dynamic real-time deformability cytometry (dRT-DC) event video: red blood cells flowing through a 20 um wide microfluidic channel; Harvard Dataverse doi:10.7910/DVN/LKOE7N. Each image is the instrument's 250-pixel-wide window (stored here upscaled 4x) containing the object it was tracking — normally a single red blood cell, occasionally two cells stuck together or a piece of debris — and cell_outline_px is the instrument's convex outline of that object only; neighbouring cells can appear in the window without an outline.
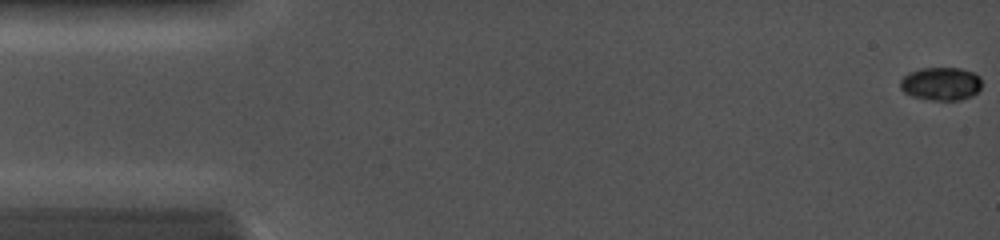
{"species": "common noctule bat (a hibernating species)", "species_latin": "Nyctalus noctula", "temperature_condition": "cold", "stored_images_in_passage": 41, "camera_frame_rate_fps": 5000, "um_per_image_px": 0.085, "animal": {"sex": "female", "body_mass_g": 19.0, "forearm_length_mm": 56.7}, "frame": {"image": 1, "passage_image": 1, "time_ms": 0.0, "image_size_px": [1000, 240], "cell_outline_px": [[980, 88], [972, 96], [960, 100], [932, 100], [912, 96], [904, 92], [900, 88], [900, 80], [908, 72], [920, 68], [960, 68], [972, 72], [980, 76]], "centroid_in_image_um": [79.96, 7.11], "position_along_channel_um": 5.0, "area_um2": 15.78}}
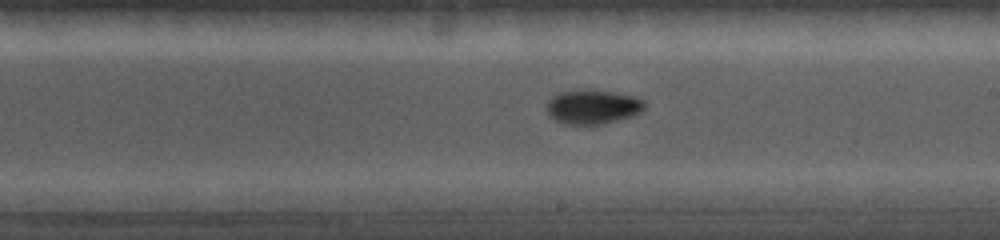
{"frame": {"image": 2, "passage_image": 25, "time_ms": 8.4, "image_size_px": [1000, 240], "cell_outline_px": [[644, 108], [636, 116], [604, 124], [564, 124], [548, 116], [548, 100], [552, 96], [560, 92], [584, 88], [616, 92], [636, 96], [644, 100]], "centroid_in_image_um": [50.41, 9.07], "position_along_channel_um": 238.6, "area_um2": 20.0}}
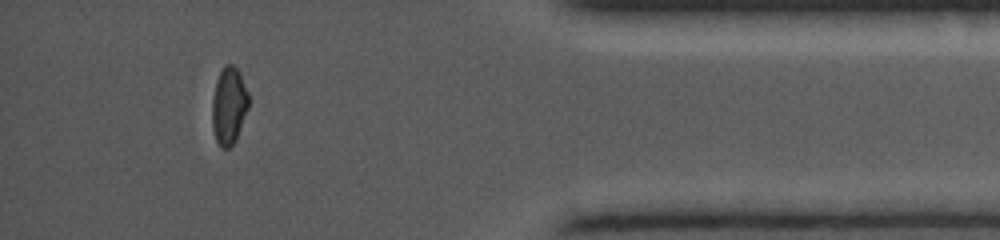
{"frame": {"image": 3, "passage_image": 37, "time_ms": 13.0, "image_size_px": [1000, 240], "cell_outline_px": [[248, 108], [236, 140], [228, 148], [224, 148], [216, 140], [212, 128], [212, 100], [216, 80], [220, 72], [228, 64], [232, 64], [240, 72], [248, 92]], "centroid_in_image_um": [19.46, 8.98], "position_along_channel_um": 415.7, "area_um2": 16.3}}